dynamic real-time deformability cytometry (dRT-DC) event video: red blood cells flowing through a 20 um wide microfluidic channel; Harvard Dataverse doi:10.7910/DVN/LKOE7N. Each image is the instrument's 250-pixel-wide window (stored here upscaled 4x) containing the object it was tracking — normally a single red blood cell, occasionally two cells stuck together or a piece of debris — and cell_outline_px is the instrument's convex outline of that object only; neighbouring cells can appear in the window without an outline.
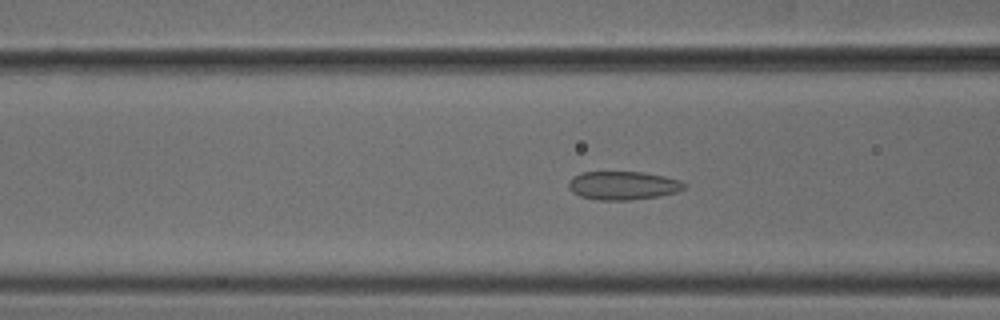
{"species": "common noctule bat (a hibernating species)", "species_latin": "Nyctalus noctula", "temperature_condition": "cold", "stored_images_in_passage": 53, "camera_frame_rate_fps": 3000, "um_per_image_px": 0.085, "animal": {"sex": "male", "body_mass_g": 18.8}, "frame": {"image": 1, "passage_image": 21, "time_ms": 6.667, "image_size_px": [1000, 320], "cell_outline_px": [[684, 188], [676, 192], [660, 196], [628, 200], [596, 200], [580, 196], [572, 192], [568, 188], [568, 180], [572, 176], [580, 172], [644, 172], [664, 176], [680, 180], [684, 184]], "centroid_in_image_um": [52.9, 15.76], "position_along_channel_um": 113.7, "area_um2": 19.31}}
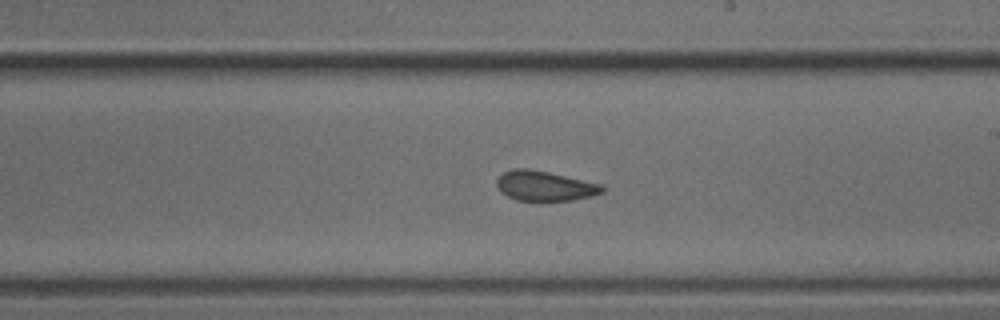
{"frame": {"image": 2, "passage_image": 31, "time_ms": 10.0, "image_size_px": [1000, 320], "cell_outline_px": [[604, 192], [592, 196], [572, 200], [516, 200], [500, 192], [496, 184], [496, 180], [504, 172], [516, 168], [524, 168], [548, 172], [600, 184], [604, 188]], "centroid_in_image_um": [46.28, 15.81], "position_along_channel_um": 242.7, "area_um2": 18.09}}
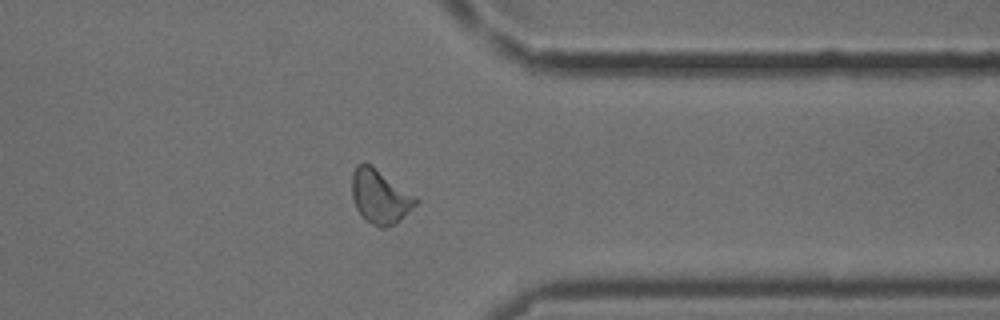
{"frame": {"image": 3, "passage_image": 42, "time_ms": 13.667, "image_size_px": [1000, 320], "cell_outline_px": [[420, 200], [396, 224], [384, 228], [380, 228], [372, 224], [356, 208], [352, 196], [352, 172], [356, 164], [372, 164], [416, 196]], "centroid_in_image_um": [32.31, 16.69], "position_along_channel_um": 379.1, "area_um2": 20.06}, "authors_computed_cell_mechanics": {"area_um2": 19.1318, "velocity_mm_per_s": 3.8617, "shape_relaxation_time_tau1_ms": null, "shape_relaxation_time_tau2_ms": 1.6423, "deformation_change_tau1": null, "deformation_change_tau2": 0.0822}}